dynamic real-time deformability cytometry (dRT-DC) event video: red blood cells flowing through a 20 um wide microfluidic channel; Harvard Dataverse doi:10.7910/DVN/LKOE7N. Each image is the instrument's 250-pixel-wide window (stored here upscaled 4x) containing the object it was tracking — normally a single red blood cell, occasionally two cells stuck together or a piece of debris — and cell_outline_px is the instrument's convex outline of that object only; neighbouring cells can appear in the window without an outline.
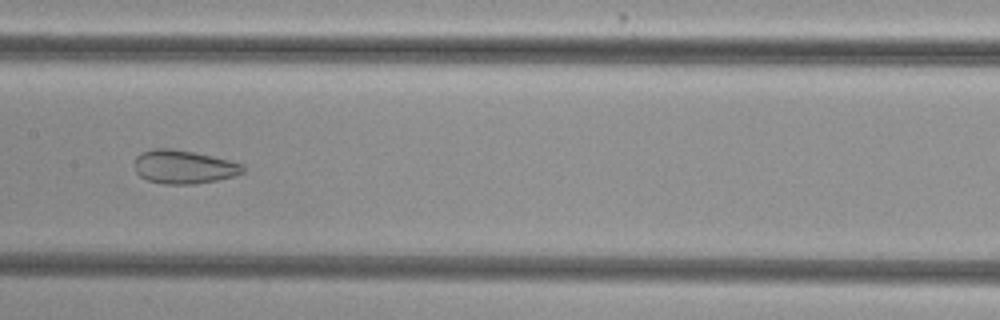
{"species": "common noctule bat (a hibernating species)", "species_latin": "Nyctalus noctula", "temperature_condition": "cold", "stored_images_in_passage": 53, "camera_frame_rate_fps": 3000, "um_per_image_px": 0.085, "animal": {"sex": "female", "body_mass_g": 29.2, "forearm_length_mm": 56.3}, "frame": {"image": 1, "passage_image": 27, "time_ms": 8.667, "image_size_px": [1000, 320], "cell_outline_px": [[244, 172], [236, 176], [216, 180], [192, 184], [164, 184], [148, 180], [140, 176], [136, 172], [132, 164], [136, 156], [140, 152], [152, 148], [168, 148], [192, 152], [212, 156], [244, 164]], "centroid_in_image_um": [15.58, 14.18], "position_along_channel_um": 191.8, "area_um2": 21.33}}
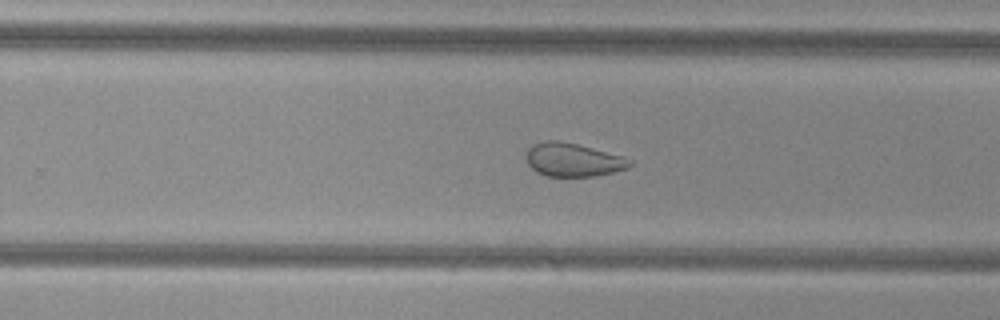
{"frame": {"image": 2, "passage_image": 34, "time_ms": 11.0, "image_size_px": [1000, 320], "cell_outline_px": [[632, 164], [628, 168], [596, 176], [548, 176], [536, 172], [528, 164], [524, 156], [528, 148], [532, 144], [544, 140], [556, 140], [576, 144], [624, 156], [632, 160]], "centroid_in_image_um": [48.68, 13.58], "position_along_channel_um": 281.1, "area_um2": 20.29}}
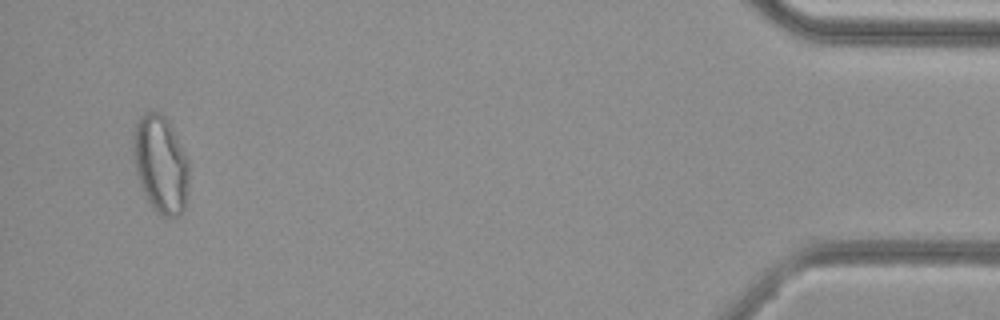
{"frame": {"image": 3, "passage_image": 51, "time_ms": 16.667, "image_size_px": [1000, 320], "cell_outline_px": [[188, 188], [184, 208], [180, 216], [160, 216], [152, 208], [140, 184], [136, 172], [132, 136], [136, 124], [140, 116], [148, 112], [156, 112], [164, 116], [168, 120], [188, 160]], "centroid_in_image_um": [13.65, 13.98], "position_along_channel_um": 421.5, "area_um2": 31.39}, "authors_computed_cell_mechanics": {"area_um2": 27.8596, "velocity_mm_per_s": 3.8391, "shape_relaxation_time_tau1_ms": null, "shape_relaxation_time_tau2_ms": 1.6217, "deformation_change_tau1": null, "deformation_change_tau2": 0.0846}}